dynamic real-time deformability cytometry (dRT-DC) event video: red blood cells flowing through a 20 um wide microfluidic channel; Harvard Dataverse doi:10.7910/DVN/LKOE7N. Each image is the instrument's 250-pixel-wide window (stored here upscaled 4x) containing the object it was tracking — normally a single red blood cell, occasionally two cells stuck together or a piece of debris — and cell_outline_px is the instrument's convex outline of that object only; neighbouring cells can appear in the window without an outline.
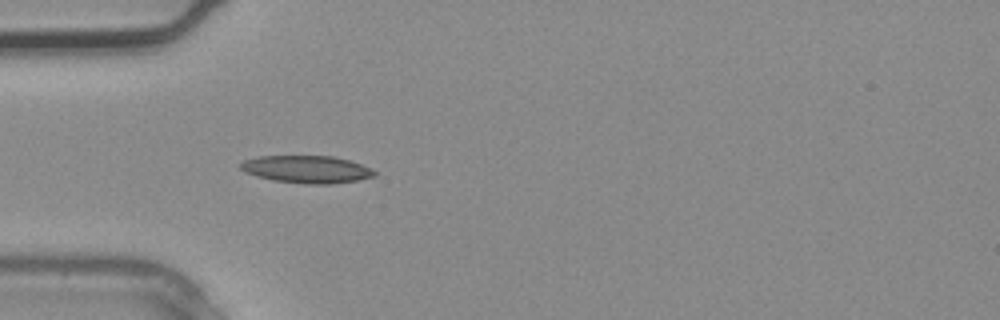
{"species": "common noctule bat (a hibernating species)", "species_latin": "Nyctalus noctula", "temperature_condition": "warm", "stored_images_in_passage": 2, "camera_frame_rate_fps": 3000, "um_per_image_px": 0.085, "animal": {"sex": "male", "body_mass_g": 20.4}, "frame": {"image": 1, "passage_image": 2, "time_ms": 0.333, "image_size_px": [1000, 320], "cell_outline_px": [[376, 176], [356, 180], [332, 184], [308, 184], [272, 180], [244, 172], [240, 168], [240, 164], [244, 160], [256, 156], [332, 156], [348, 160], [372, 168], [376, 172]], "centroid_in_image_um": [26.06, 14.39], "position_along_channel_um": 58.9, "area_um2": 21.39}}